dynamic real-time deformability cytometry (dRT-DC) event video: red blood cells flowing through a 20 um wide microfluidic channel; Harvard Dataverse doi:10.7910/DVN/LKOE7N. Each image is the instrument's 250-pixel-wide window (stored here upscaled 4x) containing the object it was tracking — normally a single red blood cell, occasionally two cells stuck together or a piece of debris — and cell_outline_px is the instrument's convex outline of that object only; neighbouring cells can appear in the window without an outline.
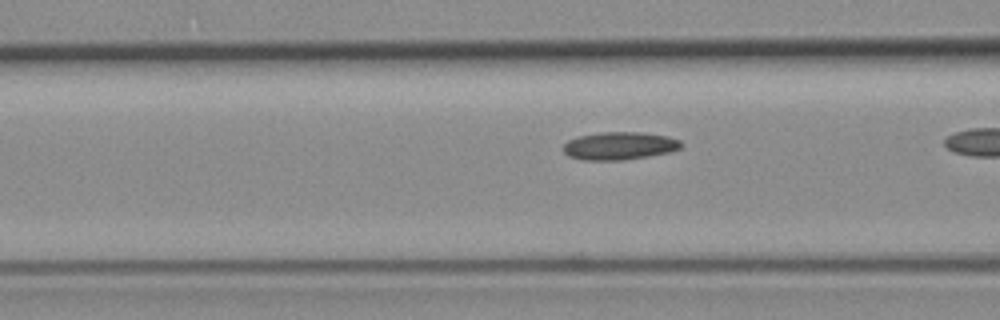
{"species": "common noctule bat (a hibernating species)", "species_latin": "Nyctalus noctula", "temperature_condition": "room temperature", "stored_images_in_passage": 33, "camera_frame_rate_fps": 3000, "um_per_image_px": 0.085, "animal": {"sex": "female", "body_mass_g": 19.3, "forearm_length_mm": 54.1}, "frame": {"image": 1, "passage_image": 12, "time_ms": 3.667, "image_size_px": [1000, 320], "cell_outline_px": [[684, 144], [680, 148], [668, 152], [648, 156], [624, 160], [584, 160], [568, 156], [564, 152], [564, 144], [568, 140], [580, 136], [600, 132], [640, 132], [668, 136], [680, 140]], "centroid_in_image_um": [52.66, 12.39], "position_along_channel_um": 113.9, "area_um2": 19.07}}
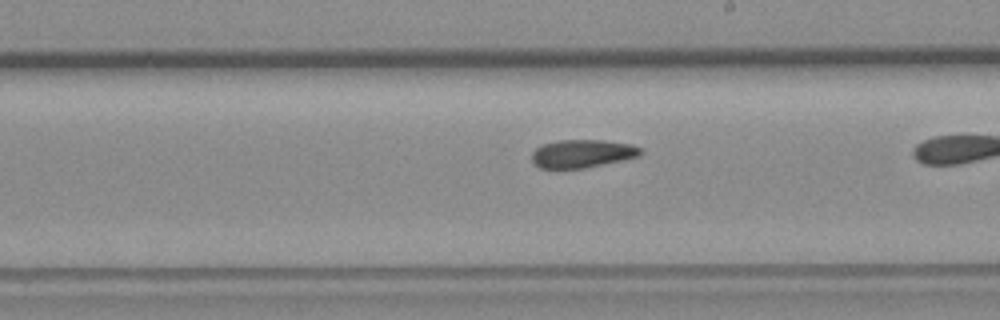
{"frame": {"image": 2, "passage_image": 22, "time_ms": 7.0, "image_size_px": [1000, 320], "cell_outline_px": [[644, 152], [640, 156], [624, 160], [584, 168], [540, 168], [532, 160], [532, 152], [536, 148], [544, 144], [560, 140], [604, 140], [632, 144], [640, 148]], "centroid_in_image_um": [49.54, 13.05], "position_along_channel_um": 239.5, "area_um2": 17.8}}
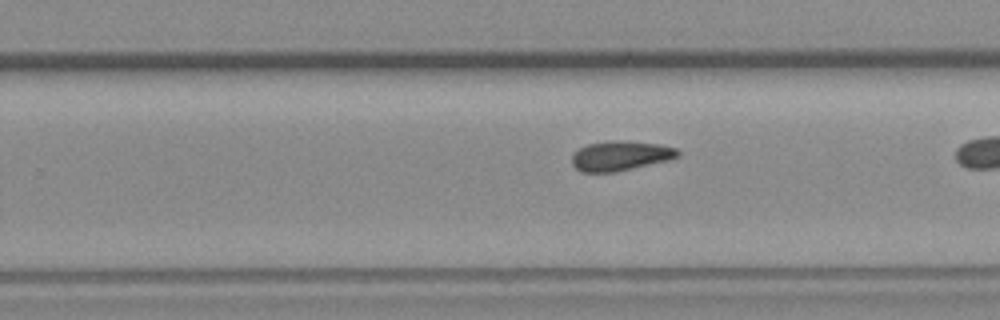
{"frame": {"image": 3, "passage_image": 25, "time_ms": 8.0, "image_size_px": [1000, 320], "cell_outline_px": [[680, 156], [668, 160], [616, 172], [580, 172], [572, 164], [572, 156], [580, 148], [588, 144], [612, 140], [620, 140], [660, 144], [676, 148], [680, 152]], "centroid_in_image_um": [52.75, 13.24], "position_along_channel_um": 277.0, "area_um2": 18.32}}